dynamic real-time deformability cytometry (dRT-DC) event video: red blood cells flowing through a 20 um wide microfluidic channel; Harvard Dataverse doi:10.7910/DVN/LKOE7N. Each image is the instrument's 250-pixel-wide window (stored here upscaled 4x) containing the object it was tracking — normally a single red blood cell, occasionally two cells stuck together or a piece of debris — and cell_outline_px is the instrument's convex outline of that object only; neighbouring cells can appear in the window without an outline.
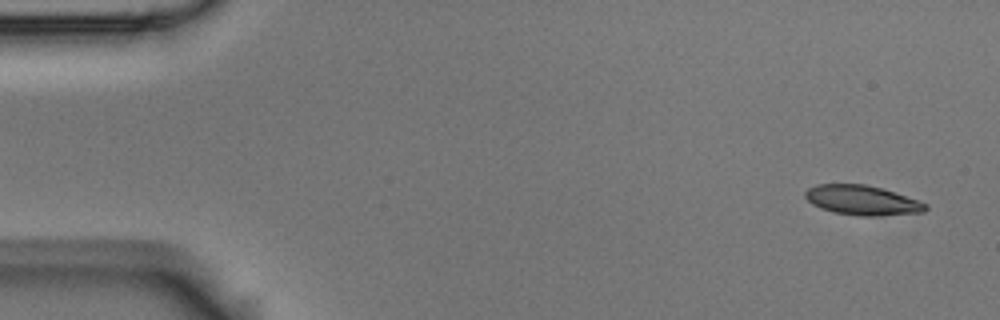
{"species": "Egyptian fruit bat (a non-hibernating species)", "species_latin": "Rousettus aegyptiacus", "temperature_condition": "room temperature", "stored_images_in_passage": 6, "segment_of_instrument_passage": [2, 2], "camera_frame_rate_fps": 3000, "um_per_image_px": 0.085, "animal": {"sex": "male"}, "frame": {"image": 1, "passage_image": 6, "time_ms": 1.667, "image_size_px": [1000, 320], "cell_outline_px": [[928, 208], [924, 212], [872, 216], [860, 216], [832, 212], [820, 208], [812, 204], [804, 196], [804, 192], [808, 188], [816, 184], [864, 184], [884, 188], [920, 200], [928, 204]], "centroid_in_image_um": [73.3, 17.01], "position_along_channel_um": 11.7, "area_um2": 21.1}}